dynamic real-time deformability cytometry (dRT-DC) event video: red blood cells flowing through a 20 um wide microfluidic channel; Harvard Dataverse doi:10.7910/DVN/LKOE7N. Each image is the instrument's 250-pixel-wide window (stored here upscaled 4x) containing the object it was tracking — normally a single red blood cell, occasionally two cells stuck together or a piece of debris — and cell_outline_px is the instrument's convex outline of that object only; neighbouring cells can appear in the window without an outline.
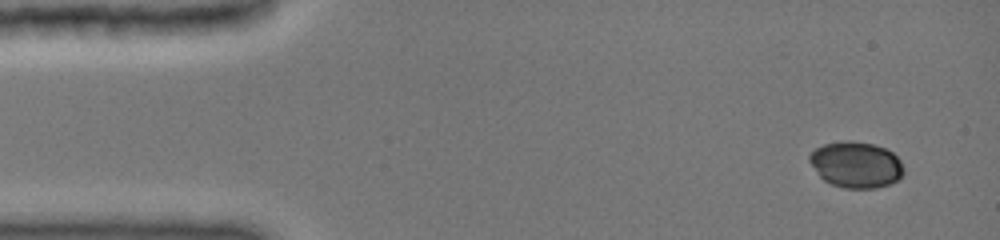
{"species": "common noctule bat (a hibernating species)", "species_latin": "Nyctalus noctula", "temperature_condition": "cold", "stored_images_in_passage": 6, "camera_frame_rate_fps": 3000, "um_per_image_px": 0.085, "animal": {"sex": "female", "body_mass_g": 19.0, "forearm_length_mm": 51.5}, "frame": {"image": 1, "passage_image": 1, "time_ms": 0.0, "image_size_px": [1000, 240], "cell_outline_px": [[904, 172], [896, 180], [888, 184], [876, 188], [844, 188], [832, 184], [824, 180], [820, 176], [808, 160], [808, 156], [816, 148], [824, 144], [844, 140], [852, 140], [872, 144], [884, 148], [892, 152], [900, 160], [904, 168]], "centroid_in_image_um": [72.75, 13.99], "position_along_channel_um": 12.2, "area_um2": 25.2}}
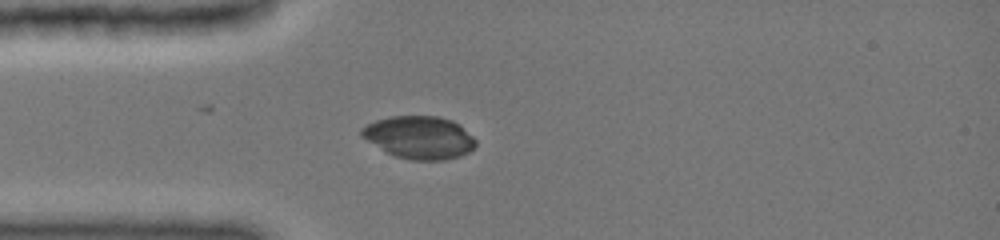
{"frame": {"image": 2, "passage_image": 6, "time_ms": 3.333, "image_size_px": [1000, 240], "cell_outline_px": [[476, 144], [468, 152], [460, 156], [444, 160], [412, 160], [396, 156], [384, 152], [360, 136], [360, 128], [376, 120], [392, 116], [436, 116], [452, 120], [460, 124], [476, 140]], "centroid_in_image_um": [35.62, 11.68], "position_along_channel_um": 49.4, "area_um2": 28.5}}